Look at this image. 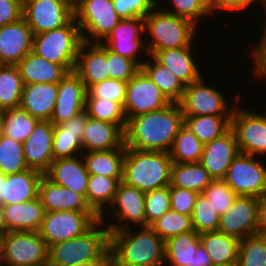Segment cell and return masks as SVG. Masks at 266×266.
Here are the masks:
<instances>
[{
    "instance_id": "cell-28",
    "label": "cell",
    "mask_w": 266,
    "mask_h": 266,
    "mask_svg": "<svg viewBox=\"0 0 266 266\" xmlns=\"http://www.w3.org/2000/svg\"><path fill=\"white\" fill-rule=\"evenodd\" d=\"M58 84L24 85L20 108L39 120L50 121L57 101Z\"/></svg>"
},
{
    "instance_id": "cell-54",
    "label": "cell",
    "mask_w": 266,
    "mask_h": 266,
    "mask_svg": "<svg viewBox=\"0 0 266 266\" xmlns=\"http://www.w3.org/2000/svg\"><path fill=\"white\" fill-rule=\"evenodd\" d=\"M23 0H0V27L22 18Z\"/></svg>"
},
{
    "instance_id": "cell-64",
    "label": "cell",
    "mask_w": 266,
    "mask_h": 266,
    "mask_svg": "<svg viewBox=\"0 0 266 266\" xmlns=\"http://www.w3.org/2000/svg\"><path fill=\"white\" fill-rule=\"evenodd\" d=\"M265 1V2H264ZM262 4L264 5V8H265V14H266V0H262ZM266 19V18H265ZM264 29V33H261V34H263L262 36H266V21H265V24H264V27H263Z\"/></svg>"
},
{
    "instance_id": "cell-50",
    "label": "cell",
    "mask_w": 266,
    "mask_h": 266,
    "mask_svg": "<svg viewBox=\"0 0 266 266\" xmlns=\"http://www.w3.org/2000/svg\"><path fill=\"white\" fill-rule=\"evenodd\" d=\"M172 10L164 11L174 14L178 17L187 19L196 26L200 18L210 15L208 0H171Z\"/></svg>"
},
{
    "instance_id": "cell-7",
    "label": "cell",
    "mask_w": 266,
    "mask_h": 266,
    "mask_svg": "<svg viewBox=\"0 0 266 266\" xmlns=\"http://www.w3.org/2000/svg\"><path fill=\"white\" fill-rule=\"evenodd\" d=\"M48 252L39 232L10 231L0 236V266L46 265Z\"/></svg>"
},
{
    "instance_id": "cell-33",
    "label": "cell",
    "mask_w": 266,
    "mask_h": 266,
    "mask_svg": "<svg viewBox=\"0 0 266 266\" xmlns=\"http://www.w3.org/2000/svg\"><path fill=\"white\" fill-rule=\"evenodd\" d=\"M199 236V233L192 230L167 239L164 245V264L193 266L194 254L201 245Z\"/></svg>"
},
{
    "instance_id": "cell-12",
    "label": "cell",
    "mask_w": 266,
    "mask_h": 266,
    "mask_svg": "<svg viewBox=\"0 0 266 266\" xmlns=\"http://www.w3.org/2000/svg\"><path fill=\"white\" fill-rule=\"evenodd\" d=\"M22 17L34 35L65 26L74 17L69 0H23Z\"/></svg>"
},
{
    "instance_id": "cell-55",
    "label": "cell",
    "mask_w": 266,
    "mask_h": 266,
    "mask_svg": "<svg viewBox=\"0 0 266 266\" xmlns=\"http://www.w3.org/2000/svg\"><path fill=\"white\" fill-rule=\"evenodd\" d=\"M257 46L253 45L250 52L254 64V74L257 78L266 79V36H262Z\"/></svg>"
},
{
    "instance_id": "cell-32",
    "label": "cell",
    "mask_w": 266,
    "mask_h": 266,
    "mask_svg": "<svg viewBox=\"0 0 266 266\" xmlns=\"http://www.w3.org/2000/svg\"><path fill=\"white\" fill-rule=\"evenodd\" d=\"M82 156L89 174L123 178L124 144L117 149L83 152Z\"/></svg>"
},
{
    "instance_id": "cell-35",
    "label": "cell",
    "mask_w": 266,
    "mask_h": 266,
    "mask_svg": "<svg viewBox=\"0 0 266 266\" xmlns=\"http://www.w3.org/2000/svg\"><path fill=\"white\" fill-rule=\"evenodd\" d=\"M122 178H109L103 175L89 174L87 203L104 220L105 205H111L117 186Z\"/></svg>"
},
{
    "instance_id": "cell-22",
    "label": "cell",
    "mask_w": 266,
    "mask_h": 266,
    "mask_svg": "<svg viewBox=\"0 0 266 266\" xmlns=\"http://www.w3.org/2000/svg\"><path fill=\"white\" fill-rule=\"evenodd\" d=\"M238 153L236 137L230 128L221 137L204 144L200 163L213 180L224 179Z\"/></svg>"
},
{
    "instance_id": "cell-13",
    "label": "cell",
    "mask_w": 266,
    "mask_h": 266,
    "mask_svg": "<svg viewBox=\"0 0 266 266\" xmlns=\"http://www.w3.org/2000/svg\"><path fill=\"white\" fill-rule=\"evenodd\" d=\"M107 207L109 208L107 212L109 211V214L111 212L113 216L111 218L115 217V222L107 223L106 227L109 231L128 229L132 224L135 227L137 226V228L146 227L145 192L140 191L138 188L120 181L113 202Z\"/></svg>"
},
{
    "instance_id": "cell-10",
    "label": "cell",
    "mask_w": 266,
    "mask_h": 266,
    "mask_svg": "<svg viewBox=\"0 0 266 266\" xmlns=\"http://www.w3.org/2000/svg\"><path fill=\"white\" fill-rule=\"evenodd\" d=\"M250 154L238 153L223 179L238 196L261 197L266 193V167Z\"/></svg>"
},
{
    "instance_id": "cell-27",
    "label": "cell",
    "mask_w": 266,
    "mask_h": 266,
    "mask_svg": "<svg viewBox=\"0 0 266 266\" xmlns=\"http://www.w3.org/2000/svg\"><path fill=\"white\" fill-rule=\"evenodd\" d=\"M193 46L156 51L152 56L186 86L204 77L193 57Z\"/></svg>"
},
{
    "instance_id": "cell-17",
    "label": "cell",
    "mask_w": 266,
    "mask_h": 266,
    "mask_svg": "<svg viewBox=\"0 0 266 266\" xmlns=\"http://www.w3.org/2000/svg\"><path fill=\"white\" fill-rule=\"evenodd\" d=\"M258 201L253 196H237L233 205L220 215L217 231L240 240L257 234Z\"/></svg>"
},
{
    "instance_id": "cell-59",
    "label": "cell",
    "mask_w": 266,
    "mask_h": 266,
    "mask_svg": "<svg viewBox=\"0 0 266 266\" xmlns=\"http://www.w3.org/2000/svg\"><path fill=\"white\" fill-rule=\"evenodd\" d=\"M193 266H213L211 258L209 257L206 250L200 245L194 254V265Z\"/></svg>"
},
{
    "instance_id": "cell-61",
    "label": "cell",
    "mask_w": 266,
    "mask_h": 266,
    "mask_svg": "<svg viewBox=\"0 0 266 266\" xmlns=\"http://www.w3.org/2000/svg\"><path fill=\"white\" fill-rule=\"evenodd\" d=\"M5 213L3 205L0 204V236L6 233Z\"/></svg>"
},
{
    "instance_id": "cell-58",
    "label": "cell",
    "mask_w": 266,
    "mask_h": 266,
    "mask_svg": "<svg viewBox=\"0 0 266 266\" xmlns=\"http://www.w3.org/2000/svg\"><path fill=\"white\" fill-rule=\"evenodd\" d=\"M258 233L266 235V193L258 201Z\"/></svg>"
},
{
    "instance_id": "cell-31",
    "label": "cell",
    "mask_w": 266,
    "mask_h": 266,
    "mask_svg": "<svg viewBox=\"0 0 266 266\" xmlns=\"http://www.w3.org/2000/svg\"><path fill=\"white\" fill-rule=\"evenodd\" d=\"M199 240L213 266H237L241 240L219 231L201 233Z\"/></svg>"
},
{
    "instance_id": "cell-45",
    "label": "cell",
    "mask_w": 266,
    "mask_h": 266,
    "mask_svg": "<svg viewBox=\"0 0 266 266\" xmlns=\"http://www.w3.org/2000/svg\"><path fill=\"white\" fill-rule=\"evenodd\" d=\"M83 133L66 132L60 125H55L53 133V158H73L81 156ZM81 152V153H79Z\"/></svg>"
},
{
    "instance_id": "cell-6",
    "label": "cell",
    "mask_w": 266,
    "mask_h": 266,
    "mask_svg": "<svg viewBox=\"0 0 266 266\" xmlns=\"http://www.w3.org/2000/svg\"><path fill=\"white\" fill-rule=\"evenodd\" d=\"M82 41L80 27L73 17L63 27L34 35L32 51L72 72Z\"/></svg>"
},
{
    "instance_id": "cell-1",
    "label": "cell",
    "mask_w": 266,
    "mask_h": 266,
    "mask_svg": "<svg viewBox=\"0 0 266 266\" xmlns=\"http://www.w3.org/2000/svg\"><path fill=\"white\" fill-rule=\"evenodd\" d=\"M183 125L182 109L179 103L172 102L162 109L128 119L124 145L140 151L169 152Z\"/></svg>"
},
{
    "instance_id": "cell-8",
    "label": "cell",
    "mask_w": 266,
    "mask_h": 266,
    "mask_svg": "<svg viewBox=\"0 0 266 266\" xmlns=\"http://www.w3.org/2000/svg\"><path fill=\"white\" fill-rule=\"evenodd\" d=\"M74 17L86 42H102L121 20L112 0H76Z\"/></svg>"
},
{
    "instance_id": "cell-3",
    "label": "cell",
    "mask_w": 266,
    "mask_h": 266,
    "mask_svg": "<svg viewBox=\"0 0 266 266\" xmlns=\"http://www.w3.org/2000/svg\"><path fill=\"white\" fill-rule=\"evenodd\" d=\"M104 225L105 220L99 219L84 234L50 246L48 265L73 266L90 261H110V231Z\"/></svg>"
},
{
    "instance_id": "cell-60",
    "label": "cell",
    "mask_w": 266,
    "mask_h": 266,
    "mask_svg": "<svg viewBox=\"0 0 266 266\" xmlns=\"http://www.w3.org/2000/svg\"><path fill=\"white\" fill-rule=\"evenodd\" d=\"M110 261H90V262H83V263H77L73 266H109Z\"/></svg>"
},
{
    "instance_id": "cell-19",
    "label": "cell",
    "mask_w": 266,
    "mask_h": 266,
    "mask_svg": "<svg viewBox=\"0 0 266 266\" xmlns=\"http://www.w3.org/2000/svg\"><path fill=\"white\" fill-rule=\"evenodd\" d=\"M74 72L81 78L87 91L95 84L109 79L107 47L101 42L82 41Z\"/></svg>"
},
{
    "instance_id": "cell-48",
    "label": "cell",
    "mask_w": 266,
    "mask_h": 266,
    "mask_svg": "<svg viewBox=\"0 0 266 266\" xmlns=\"http://www.w3.org/2000/svg\"><path fill=\"white\" fill-rule=\"evenodd\" d=\"M171 210L169 186L145 192L146 226Z\"/></svg>"
},
{
    "instance_id": "cell-14",
    "label": "cell",
    "mask_w": 266,
    "mask_h": 266,
    "mask_svg": "<svg viewBox=\"0 0 266 266\" xmlns=\"http://www.w3.org/2000/svg\"><path fill=\"white\" fill-rule=\"evenodd\" d=\"M172 103L140 69L128 82L123 111L126 120L162 109Z\"/></svg>"
},
{
    "instance_id": "cell-29",
    "label": "cell",
    "mask_w": 266,
    "mask_h": 266,
    "mask_svg": "<svg viewBox=\"0 0 266 266\" xmlns=\"http://www.w3.org/2000/svg\"><path fill=\"white\" fill-rule=\"evenodd\" d=\"M43 173L35 169L5 176L3 184V206L19 204L38 197L39 183Z\"/></svg>"
},
{
    "instance_id": "cell-42",
    "label": "cell",
    "mask_w": 266,
    "mask_h": 266,
    "mask_svg": "<svg viewBox=\"0 0 266 266\" xmlns=\"http://www.w3.org/2000/svg\"><path fill=\"white\" fill-rule=\"evenodd\" d=\"M29 169L26 164L23 143L4 135L0 138V173L11 175Z\"/></svg>"
},
{
    "instance_id": "cell-30",
    "label": "cell",
    "mask_w": 266,
    "mask_h": 266,
    "mask_svg": "<svg viewBox=\"0 0 266 266\" xmlns=\"http://www.w3.org/2000/svg\"><path fill=\"white\" fill-rule=\"evenodd\" d=\"M17 66L24 85L34 83L58 84L68 73L62 65L50 62L33 51H30Z\"/></svg>"
},
{
    "instance_id": "cell-2",
    "label": "cell",
    "mask_w": 266,
    "mask_h": 266,
    "mask_svg": "<svg viewBox=\"0 0 266 266\" xmlns=\"http://www.w3.org/2000/svg\"><path fill=\"white\" fill-rule=\"evenodd\" d=\"M110 231L112 266H162L165 241L150 227Z\"/></svg>"
},
{
    "instance_id": "cell-46",
    "label": "cell",
    "mask_w": 266,
    "mask_h": 266,
    "mask_svg": "<svg viewBox=\"0 0 266 266\" xmlns=\"http://www.w3.org/2000/svg\"><path fill=\"white\" fill-rule=\"evenodd\" d=\"M191 219L194 230L201 234L204 232L217 231L220 216L208 199L200 193L196 198Z\"/></svg>"
},
{
    "instance_id": "cell-26",
    "label": "cell",
    "mask_w": 266,
    "mask_h": 266,
    "mask_svg": "<svg viewBox=\"0 0 266 266\" xmlns=\"http://www.w3.org/2000/svg\"><path fill=\"white\" fill-rule=\"evenodd\" d=\"M6 231L39 232L45 217L40 197L27 202L3 206Z\"/></svg>"
},
{
    "instance_id": "cell-11",
    "label": "cell",
    "mask_w": 266,
    "mask_h": 266,
    "mask_svg": "<svg viewBox=\"0 0 266 266\" xmlns=\"http://www.w3.org/2000/svg\"><path fill=\"white\" fill-rule=\"evenodd\" d=\"M236 107L231 117V129L235 134L239 152L266 156V113L250 111L248 107Z\"/></svg>"
},
{
    "instance_id": "cell-24",
    "label": "cell",
    "mask_w": 266,
    "mask_h": 266,
    "mask_svg": "<svg viewBox=\"0 0 266 266\" xmlns=\"http://www.w3.org/2000/svg\"><path fill=\"white\" fill-rule=\"evenodd\" d=\"M38 196L46 212H94L83 195L50 181L45 175L40 180Z\"/></svg>"
},
{
    "instance_id": "cell-62",
    "label": "cell",
    "mask_w": 266,
    "mask_h": 266,
    "mask_svg": "<svg viewBox=\"0 0 266 266\" xmlns=\"http://www.w3.org/2000/svg\"><path fill=\"white\" fill-rule=\"evenodd\" d=\"M3 184H5V175L0 173V204L3 205Z\"/></svg>"
},
{
    "instance_id": "cell-36",
    "label": "cell",
    "mask_w": 266,
    "mask_h": 266,
    "mask_svg": "<svg viewBox=\"0 0 266 266\" xmlns=\"http://www.w3.org/2000/svg\"><path fill=\"white\" fill-rule=\"evenodd\" d=\"M232 115H184V125L203 144L221 137L231 128Z\"/></svg>"
},
{
    "instance_id": "cell-38",
    "label": "cell",
    "mask_w": 266,
    "mask_h": 266,
    "mask_svg": "<svg viewBox=\"0 0 266 266\" xmlns=\"http://www.w3.org/2000/svg\"><path fill=\"white\" fill-rule=\"evenodd\" d=\"M24 83L17 65L0 68V110L20 107Z\"/></svg>"
},
{
    "instance_id": "cell-52",
    "label": "cell",
    "mask_w": 266,
    "mask_h": 266,
    "mask_svg": "<svg viewBox=\"0 0 266 266\" xmlns=\"http://www.w3.org/2000/svg\"><path fill=\"white\" fill-rule=\"evenodd\" d=\"M117 15L121 18L146 17L157 5V0H112Z\"/></svg>"
},
{
    "instance_id": "cell-20",
    "label": "cell",
    "mask_w": 266,
    "mask_h": 266,
    "mask_svg": "<svg viewBox=\"0 0 266 266\" xmlns=\"http://www.w3.org/2000/svg\"><path fill=\"white\" fill-rule=\"evenodd\" d=\"M34 34L22 17L0 27V61L3 65H17L33 48Z\"/></svg>"
},
{
    "instance_id": "cell-65",
    "label": "cell",
    "mask_w": 266,
    "mask_h": 266,
    "mask_svg": "<svg viewBox=\"0 0 266 266\" xmlns=\"http://www.w3.org/2000/svg\"><path fill=\"white\" fill-rule=\"evenodd\" d=\"M69 1H71L73 4H75V2H76V0H69Z\"/></svg>"
},
{
    "instance_id": "cell-21",
    "label": "cell",
    "mask_w": 266,
    "mask_h": 266,
    "mask_svg": "<svg viewBox=\"0 0 266 266\" xmlns=\"http://www.w3.org/2000/svg\"><path fill=\"white\" fill-rule=\"evenodd\" d=\"M51 121L40 120L27 140L23 142V153L27 166L43 174L49 169L53 158V133Z\"/></svg>"
},
{
    "instance_id": "cell-37",
    "label": "cell",
    "mask_w": 266,
    "mask_h": 266,
    "mask_svg": "<svg viewBox=\"0 0 266 266\" xmlns=\"http://www.w3.org/2000/svg\"><path fill=\"white\" fill-rule=\"evenodd\" d=\"M151 60L144 61L141 70L159 87L171 102H179L185 85L168 68L160 64L152 55Z\"/></svg>"
},
{
    "instance_id": "cell-41",
    "label": "cell",
    "mask_w": 266,
    "mask_h": 266,
    "mask_svg": "<svg viewBox=\"0 0 266 266\" xmlns=\"http://www.w3.org/2000/svg\"><path fill=\"white\" fill-rule=\"evenodd\" d=\"M85 110L89 117L117 124L125 131L127 120L120 103L101 98H86Z\"/></svg>"
},
{
    "instance_id": "cell-16",
    "label": "cell",
    "mask_w": 266,
    "mask_h": 266,
    "mask_svg": "<svg viewBox=\"0 0 266 266\" xmlns=\"http://www.w3.org/2000/svg\"><path fill=\"white\" fill-rule=\"evenodd\" d=\"M144 32V17L124 18L112 29L109 35L101 42L109 50L136 61L140 66L144 63L138 55L146 53V41L143 43L141 33Z\"/></svg>"
},
{
    "instance_id": "cell-49",
    "label": "cell",
    "mask_w": 266,
    "mask_h": 266,
    "mask_svg": "<svg viewBox=\"0 0 266 266\" xmlns=\"http://www.w3.org/2000/svg\"><path fill=\"white\" fill-rule=\"evenodd\" d=\"M127 82L118 79H106L93 85L88 91L86 98H101L111 100L124 105L126 98Z\"/></svg>"
},
{
    "instance_id": "cell-47",
    "label": "cell",
    "mask_w": 266,
    "mask_h": 266,
    "mask_svg": "<svg viewBox=\"0 0 266 266\" xmlns=\"http://www.w3.org/2000/svg\"><path fill=\"white\" fill-rule=\"evenodd\" d=\"M202 194L212 204L219 216L233 205L238 196L223 179L213 180Z\"/></svg>"
},
{
    "instance_id": "cell-56",
    "label": "cell",
    "mask_w": 266,
    "mask_h": 266,
    "mask_svg": "<svg viewBox=\"0 0 266 266\" xmlns=\"http://www.w3.org/2000/svg\"><path fill=\"white\" fill-rule=\"evenodd\" d=\"M255 1L258 0H208L209 10L211 15H214V10L225 11H243L251 5H255Z\"/></svg>"
},
{
    "instance_id": "cell-63",
    "label": "cell",
    "mask_w": 266,
    "mask_h": 266,
    "mask_svg": "<svg viewBox=\"0 0 266 266\" xmlns=\"http://www.w3.org/2000/svg\"><path fill=\"white\" fill-rule=\"evenodd\" d=\"M3 117L4 111L0 110V138L3 136Z\"/></svg>"
},
{
    "instance_id": "cell-43",
    "label": "cell",
    "mask_w": 266,
    "mask_h": 266,
    "mask_svg": "<svg viewBox=\"0 0 266 266\" xmlns=\"http://www.w3.org/2000/svg\"><path fill=\"white\" fill-rule=\"evenodd\" d=\"M150 227L164 241L181 233L194 230L191 216L169 210L158 218Z\"/></svg>"
},
{
    "instance_id": "cell-9",
    "label": "cell",
    "mask_w": 266,
    "mask_h": 266,
    "mask_svg": "<svg viewBox=\"0 0 266 266\" xmlns=\"http://www.w3.org/2000/svg\"><path fill=\"white\" fill-rule=\"evenodd\" d=\"M99 219L95 212L50 211L45 213L39 234L50 247L84 234Z\"/></svg>"
},
{
    "instance_id": "cell-4",
    "label": "cell",
    "mask_w": 266,
    "mask_h": 266,
    "mask_svg": "<svg viewBox=\"0 0 266 266\" xmlns=\"http://www.w3.org/2000/svg\"><path fill=\"white\" fill-rule=\"evenodd\" d=\"M172 164L168 152L140 151L125 147L122 181L143 192L167 187L171 182Z\"/></svg>"
},
{
    "instance_id": "cell-40",
    "label": "cell",
    "mask_w": 266,
    "mask_h": 266,
    "mask_svg": "<svg viewBox=\"0 0 266 266\" xmlns=\"http://www.w3.org/2000/svg\"><path fill=\"white\" fill-rule=\"evenodd\" d=\"M40 120L19 108L5 110L3 117V135L23 143L28 139Z\"/></svg>"
},
{
    "instance_id": "cell-53",
    "label": "cell",
    "mask_w": 266,
    "mask_h": 266,
    "mask_svg": "<svg viewBox=\"0 0 266 266\" xmlns=\"http://www.w3.org/2000/svg\"><path fill=\"white\" fill-rule=\"evenodd\" d=\"M169 192L171 210L191 216L199 193L177 187H169Z\"/></svg>"
},
{
    "instance_id": "cell-51",
    "label": "cell",
    "mask_w": 266,
    "mask_h": 266,
    "mask_svg": "<svg viewBox=\"0 0 266 266\" xmlns=\"http://www.w3.org/2000/svg\"><path fill=\"white\" fill-rule=\"evenodd\" d=\"M108 74L110 79L128 82L141 66L134 60L121 56L107 48Z\"/></svg>"
},
{
    "instance_id": "cell-44",
    "label": "cell",
    "mask_w": 266,
    "mask_h": 266,
    "mask_svg": "<svg viewBox=\"0 0 266 266\" xmlns=\"http://www.w3.org/2000/svg\"><path fill=\"white\" fill-rule=\"evenodd\" d=\"M237 266H266V235H250L240 242Z\"/></svg>"
},
{
    "instance_id": "cell-39",
    "label": "cell",
    "mask_w": 266,
    "mask_h": 266,
    "mask_svg": "<svg viewBox=\"0 0 266 266\" xmlns=\"http://www.w3.org/2000/svg\"><path fill=\"white\" fill-rule=\"evenodd\" d=\"M203 146L199 138L183 125L168 153L174 163H196L202 158Z\"/></svg>"
},
{
    "instance_id": "cell-25",
    "label": "cell",
    "mask_w": 266,
    "mask_h": 266,
    "mask_svg": "<svg viewBox=\"0 0 266 266\" xmlns=\"http://www.w3.org/2000/svg\"><path fill=\"white\" fill-rule=\"evenodd\" d=\"M81 144L83 152L117 149L124 144V131L117 124L88 116Z\"/></svg>"
},
{
    "instance_id": "cell-15",
    "label": "cell",
    "mask_w": 266,
    "mask_h": 266,
    "mask_svg": "<svg viewBox=\"0 0 266 266\" xmlns=\"http://www.w3.org/2000/svg\"><path fill=\"white\" fill-rule=\"evenodd\" d=\"M201 77L199 80L186 85L183 96L178 102L183 115H232L222 91L208 86Z\"/></svg>"
},
{
    "instance_id": "cell-5",
    "label": "cell",
    "mask_w": 266,
    "mask_h": 266,
    "mask_svg": "<svg viewBox=\"0 0 266 266\" xmlns=\"http://www.w3.org/2000/svg\"><path fill=\"white\" fill-rule=\"evenodd\" d=\"M159 5L157 0V5L144 17V32L152 38L145 42L149 57L160 50L194 46L192 42L198 27L187 19L164 11Z\"/></svg>"
},
{
    "instance_id": "cell-57",
    "label": "cell",
    "mask_w": 266,
    "mask_h": 266,
    "mask_svg": "<svg viewBox=\"0 0 266 266\" xmlns=\"http://www.w3.org/2000/svg\"><path fill=\"white\" fill-rule=\"evenodd\" d=\"M88 114L86 110L78 113L68 121L59 124L66 132L71 133H84V127L86 125Z\"/></svg>"
},
{
    "instance_id": "cell-18",
    "label": "cell",
    "mask_w": 266,
    "mask_h": 266,
    "mask_svg": "<svg viewBox=\"0 0 266 266\" xmlns=\"http://www.w3.org/2000/svg\"><path fill=\"white\" fill-rule=\"evenodd\" d=\"M87 89L81 78L68 72L58 83L57 101L50 121L59 125L85 110Z\"/></svg>"
},
{
    "instance_id": "cell-23",
    "label": "cell",
    "mask_w": 266,
    "mask_h": 266,
    "mask_svg": "<svg viewBox=\"0 0 266 266\" xmlns=\"http://www.w3.org/2000/svg\"><path fill=\"white\" fill-rule=\"evenodd\" d=\"M80 157L54 159L44 175L50 181L83 195L87 201L89 173L83 156Z\"/></svg>"
},
{
    "instance_id": "cell-34",
    "label": "cell",
    "mask_w": 266,
    "mask_h": 266,
    "mask_svg": "<svg viewBox=\"0 0 266 266\" xmlns=\"http://www.w3.org/2000/svg\"><path fill=\"white\" fill-rule=\"evenodd\" d=\"M212 181L213 178L200 162L172 164L169 187L184 188L200 194Z\"/></svg>"
}]
</instances>
